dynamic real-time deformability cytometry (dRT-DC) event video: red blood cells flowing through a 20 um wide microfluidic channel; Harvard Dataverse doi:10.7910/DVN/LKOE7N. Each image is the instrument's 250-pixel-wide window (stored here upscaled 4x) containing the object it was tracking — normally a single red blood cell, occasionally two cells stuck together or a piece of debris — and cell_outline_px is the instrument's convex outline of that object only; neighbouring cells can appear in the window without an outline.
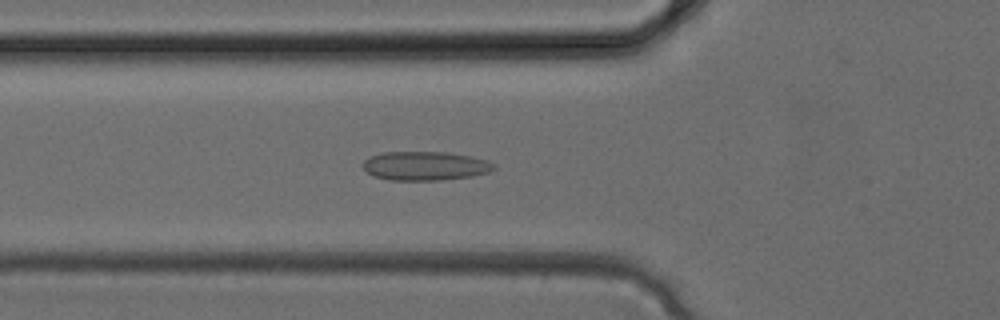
{"species": "common noctule bat (a hibernating species)", "species_latin": "Nyctalus noctula", "temperature_condition": "cold", "stored_images_in_passage": 31, "camera_frame_rate_fps": 3000, "um_per_image_px": 0.085, "animal": {"sex": "female", "body_mass_g": 24.6, "forearm_length_mm": 56.2}, "frame": {"image": 1, "passage_image": 9, "time_ms": 2.667, "image_size_px": [1000, 320], "cell_outline_px": [[496, 168], [488, 172], [472, 176], [440, 180], [388, 180], [372, 176], [364, 168], [364, 160], [372, 156], [384, 152], [444, 152], [472, 156], [488, 160]], "centroid_in_image_um": [36.14, 14.1], "position_along_channel_um": 89.7, "area_um2": 21.96}}
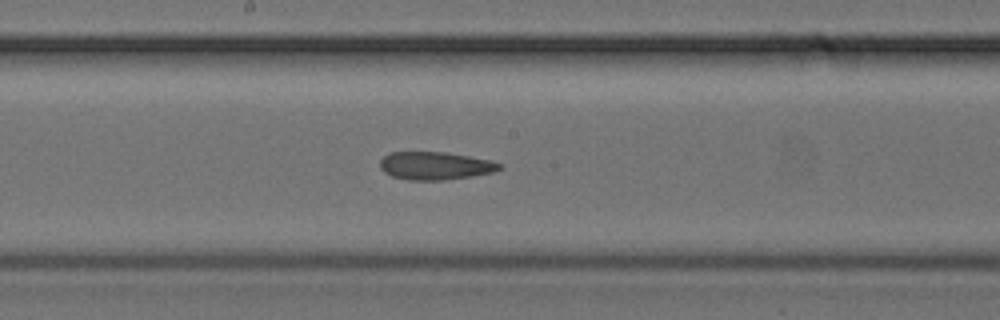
{"frame": {"image": 2, "passage_image": 15, "time_ms": 4.667, "image_size_px": [1000, 320], "cell_outline_px": [[504, 168], [492, 172], [472, 176], [444, 180], [408, 180], [392, 176], [384, 172], [380, 168], [380, 160], [384, 156], [392, 152], [444, 152], [492, 160], [504, 164]], "centroid_in_image_um": [37.02, 14.09], "position_along_channel_um": 211.2, "area_um2": 19.54}}
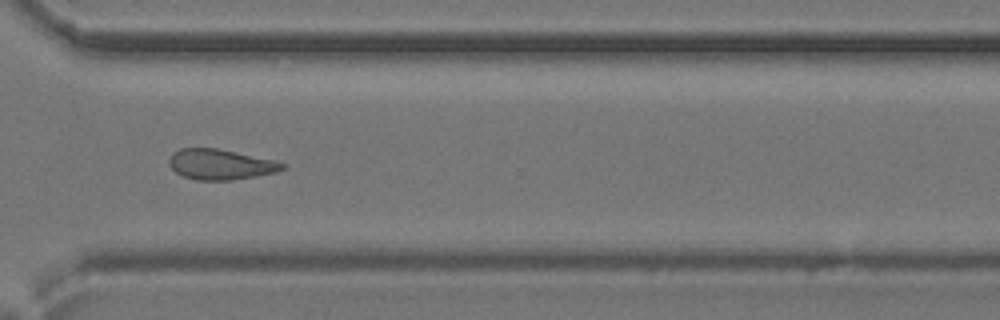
{"frame": {"image": 3, "passage_image": 22, "time_ms": 7.0, "image_size_px": [1000, 320], "cell_outline_px": [[288, 164], [284, 168], [276, 172], [256, 176], [232, 180], [196, 180], [184, 176], [176, 172], [168, 164], [168, 160], [172, 152], [180, 148], [216, 148], [276, 160]], "centroid_in_image_um": [18.74, 13.97], "position_along_channel_um": 351.9, "area_um2": 20.17}}